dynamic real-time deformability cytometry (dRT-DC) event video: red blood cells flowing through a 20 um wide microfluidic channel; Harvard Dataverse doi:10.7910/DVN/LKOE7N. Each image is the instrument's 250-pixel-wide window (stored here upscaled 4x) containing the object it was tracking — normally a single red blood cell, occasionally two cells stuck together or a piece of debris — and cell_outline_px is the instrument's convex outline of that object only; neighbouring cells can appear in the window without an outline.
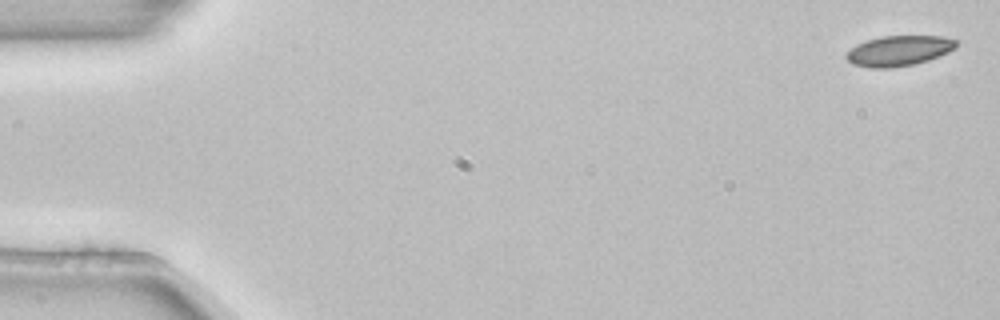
{"species": "common noctule bat (a hibernating species)", "species_latin": "Nyctalus noctula", "temperature_condition": "room temperature", "stored_images_in_passage": 6, "segment_of_instrument_passage": [2, 2], "camera_frame_rate_fps": 3000, "um_per_image_px": 0.085, "animal": {"sex": "female", "body_mass_g": 22.7, "forearm_length_mm": 54.2}, "frame": {"image": 1, "passage_image": 6, "time_ms": 1.667, "image_size_px": [1000, 320], "cell_outline_px": [[960, 40], [956, 48], [948, 52], [928, 60], [912, 64], [888, 68], [868, 68], [852, 64], [844, 56], [856, 44], [868, 40], [884, 36], [944, 36]], "centroid_in_image_um": [76.43, 4.31], "position_along_channel_um": 8.6, "area_um2": 19.42}}